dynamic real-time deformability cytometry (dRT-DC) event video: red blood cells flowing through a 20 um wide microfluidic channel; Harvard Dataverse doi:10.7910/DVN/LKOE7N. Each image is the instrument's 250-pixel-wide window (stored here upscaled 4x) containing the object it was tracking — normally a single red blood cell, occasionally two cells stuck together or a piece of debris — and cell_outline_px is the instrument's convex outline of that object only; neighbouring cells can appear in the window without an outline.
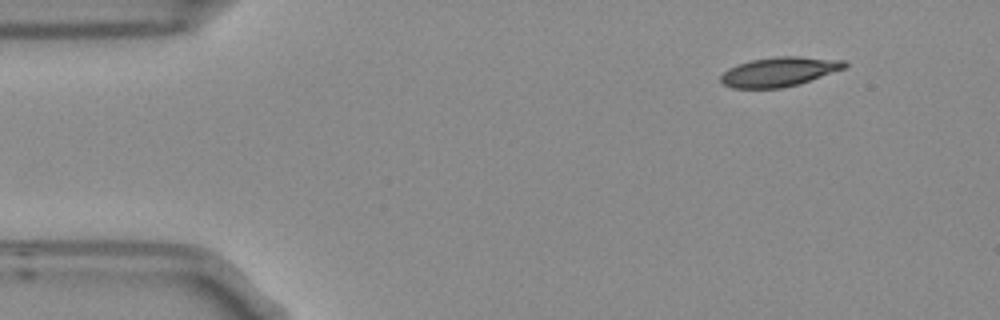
{"species": "Egyptian fruit bat (a non-hibernating species)", "species_latin": "Rousettus aegyptiacus", "temperature_condition": "room temperature", "stored_images_in_passage": 9, "camera_frame_rate_fps": 3000, "um_per_image_px": 0.085, "frame": {"image": 1, "passage_image": 1, "time_ms": 0.0, "image_size_px": [1000, 320], "cell_outline_px": [[848, 64], [844, 68], [796, 84], [780, 88], [732, 88], [724, 84], [720, 80], [720, 76], [728, 68], [736, 64], [752, 60], [776, 56], [800, 56], [844, 60]], "centroid_in_image_um": [66.18, 6.08], "position_along_channel_um": 18.8, "area_um2": 20.92}}
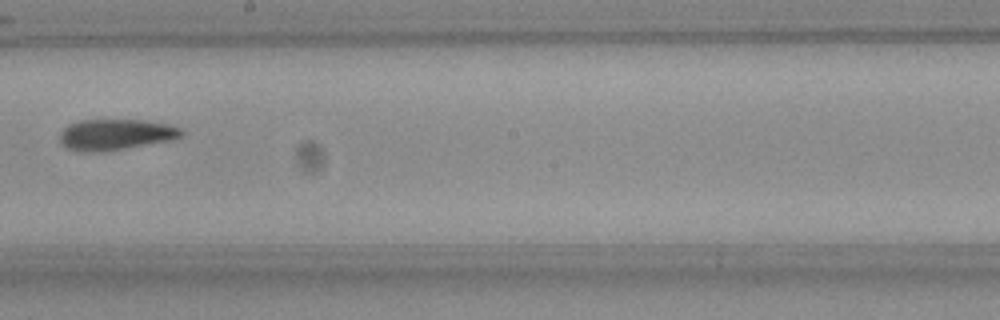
{"frame": {"image": 2, "passage_image": 8, "time_ms": 2.333, "image_size_px": [1000, 320], "cell_outline_px": [[184, 136], [172, 140], [100, 152], [80, 152], [68, 148], [60, 144], [60, 132], [68, 124], [80, 120], [148, 120], [168, 124], [184, 128]], "centroid_in_image_um": [9.86, 11.43], "position_along_channel_um": 238.3, "area_um2": 22.2}}
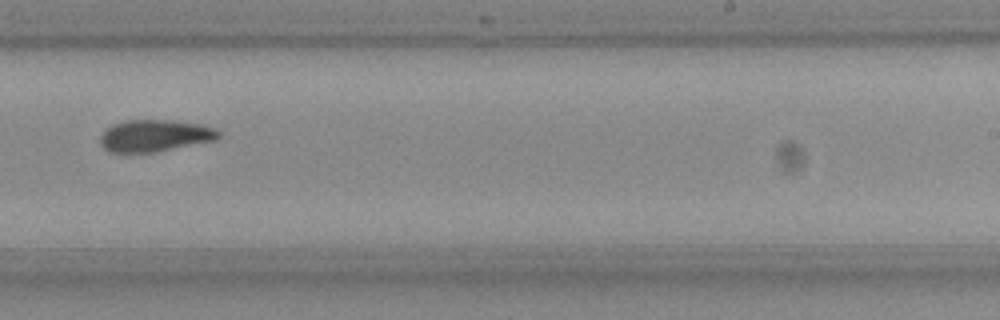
{"frame": {"image": 3, "passage_image": 9, "time_ms": 2.667, "image_size_px": [1000, 320], "cell_outline_px": [[220, 136], [216, 140], [152, 152], [108, 152], [100, 144], [100, 136], [104, 128], [112, 124], [124, 120], [172, 120], [200, 124], [216, 128], [220, 132]], "centroid_in_image_um": [13.12, 11.52], "position_along_channel_um": 275.9, "area_um2": 22.08}}